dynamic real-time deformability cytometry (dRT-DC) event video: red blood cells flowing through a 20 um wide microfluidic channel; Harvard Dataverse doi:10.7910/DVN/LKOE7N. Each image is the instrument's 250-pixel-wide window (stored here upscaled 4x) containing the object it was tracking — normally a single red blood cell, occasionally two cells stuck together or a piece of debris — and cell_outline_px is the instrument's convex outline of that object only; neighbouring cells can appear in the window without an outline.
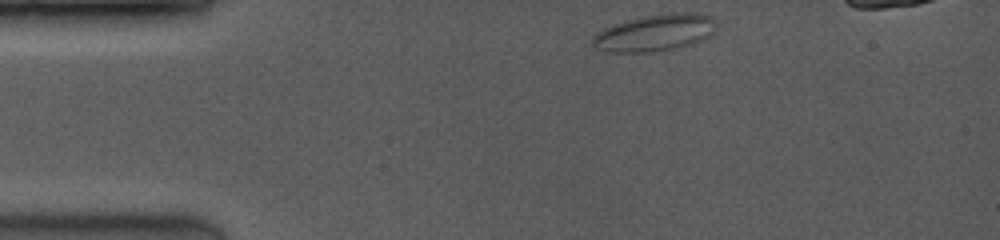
{"species": "common noctule bat (a hibernating species)", "species_latin": "Nyctalus noctula", "temperature_condition": "room temperature", "stored_images_in_passage": 6, "camera_frame_rate_fps": 3500, "um_per_image_px": 0.085, "animal": {"sex": "female", "body_mass_g": 19.0, "forearm_length_mm": 53.3}, "frame": {"image": 1, "passage_image": 1, "time_ms": 0.0, "image_size_px": [1000, 240], "cell_outline_px": [[716, 28], [712, 36], [704, 40], [692, 44], [672, 48], [648, 52], [604, 52], [596, 48], [592, 44], [592, 36], [596, 32], [604, 28], [628, 20], [648, 16], [708, 16], [712, 20]], "centroid_in_image_um": [55.56, 2.87], "position_along_channel_um": 29.4, "area_um2": 25.2}}